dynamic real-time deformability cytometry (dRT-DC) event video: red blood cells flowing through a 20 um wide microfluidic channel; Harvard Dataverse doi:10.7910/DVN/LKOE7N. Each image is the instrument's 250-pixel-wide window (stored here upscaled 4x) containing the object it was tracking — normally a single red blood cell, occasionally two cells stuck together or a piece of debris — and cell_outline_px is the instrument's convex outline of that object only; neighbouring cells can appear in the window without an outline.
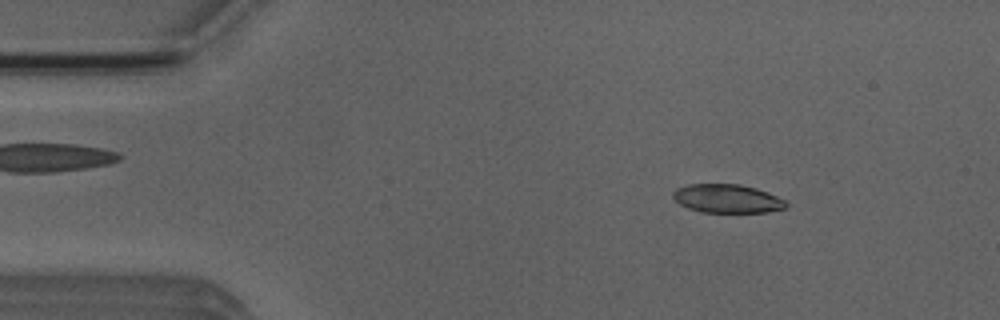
{"species": "Egyptian fruit bat (a non-hibernating species)", "species_latin": "Rousettus aegyptiacus", "temperature_condition": "room temperature", "stored_images_in_passage": 3, "camera_frame_rate_fps": 3000, "um_per_image_px": 0.085, "animal": {"sex": "male"}, "frame": {"image": 1, "passage_image": 1, "time_ms": 0.0, "image_size_px": [1000, 320], "cell_outline_px": [[788, 204], [784, 208], [768, 212], [700, 212], [688, 208], [680, 204], [672, 196], [672, 192], [676, 188], [688, 184], [740, 184], [756, 188], [768, 192], [784, 200]], "centroid_in_image_um": [61.79, 16.87], "position_along_channel_um": 23.2, "area_um2": 18.84}}
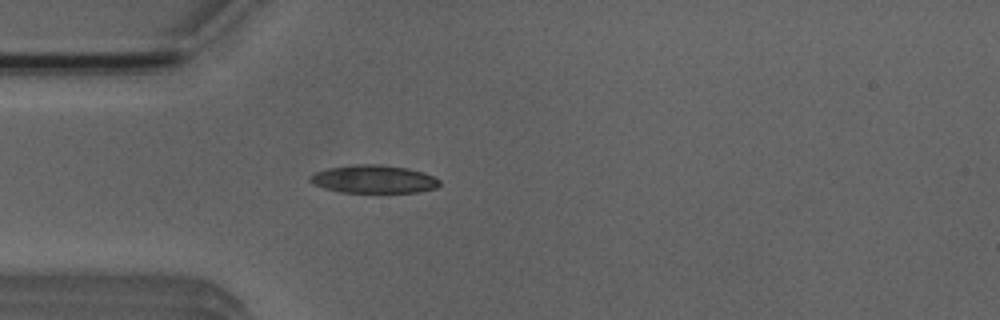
{"frame": {"image": 2, "passage_image": 3, "time_ms": 2.333, "image_size_px": [1000, 320], "cell_outline_px": [[440, 184], [436, 188], [420, 192], [340, 192], [324, 188], [308, 180], [308, 176], [316, 172], [328, 168], [352, 164], [380, 164], [408, 168], [424, 172], [440, 180]], "centroid_in_image_um": [31.77, 15.22], "position_along_channel_um": 53.2, "area_um2": 21.21}}